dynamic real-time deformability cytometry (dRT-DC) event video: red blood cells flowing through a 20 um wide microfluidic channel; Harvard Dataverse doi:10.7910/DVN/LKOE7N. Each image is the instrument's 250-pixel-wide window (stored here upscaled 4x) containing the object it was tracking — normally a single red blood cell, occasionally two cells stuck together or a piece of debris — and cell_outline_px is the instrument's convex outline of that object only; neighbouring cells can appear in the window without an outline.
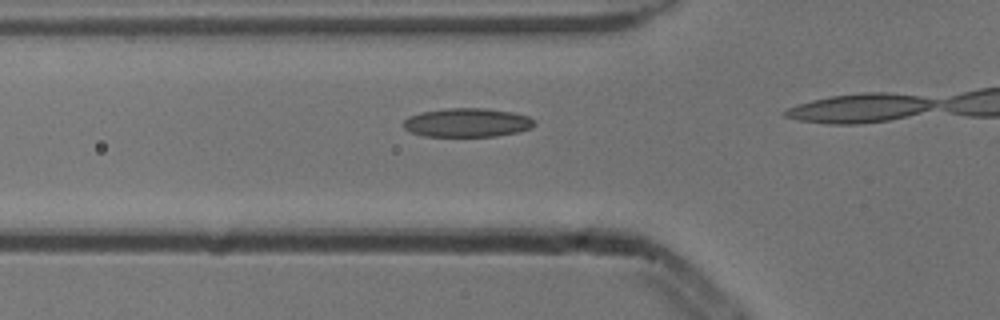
{"species": "common noctule bat (a hibernating species)", "species_latin": "Nyctalus noctula", "temperature_condition": "cold", "stored_images_in_passage": 14, "camera_frame_rate_fps": 3000, "um_per_image_px": 0.085, "animal": {"sex": "male", "body_mass_g": 13.3}, "frame": {"image": 1, "passage_image": 12, "time_ms": 3.667, "image_size_px": [1000, 320], "cell_outline_px": [[536, 124], [532, 128], [520, 132], [496, 136], [424, 136], [412, 132], [404, 128], [404, 120], [408, 116], [420, 112], [448, 108], [484, 108], [512, 112], [528, 116], [536, 120]], "centroid_in_image_um": [39.75, 10.42], "position_along_channel_um": 86.0, "area_um2": 22.14}}